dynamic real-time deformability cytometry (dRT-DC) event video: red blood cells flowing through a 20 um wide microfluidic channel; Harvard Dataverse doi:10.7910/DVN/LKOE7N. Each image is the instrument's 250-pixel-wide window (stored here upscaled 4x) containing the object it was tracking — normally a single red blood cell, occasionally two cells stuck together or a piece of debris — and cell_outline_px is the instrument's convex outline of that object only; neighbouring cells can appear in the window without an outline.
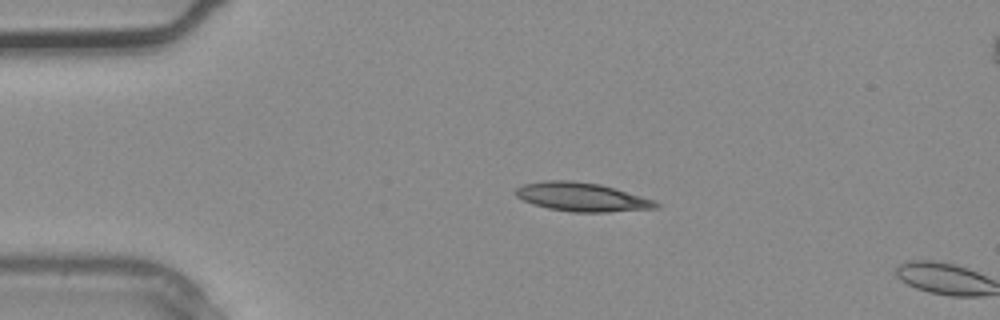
{"species": "common noctule bat (a hibernating species)", "species_latin": "Nyctalus noctula", "temperature_condition": "warm", "stored_images_in_passage": 2, "camera_frame_rate_fps": 3000, "um_per_image_px": 0.085, "animal": {"sex": "male", "body_mass_g": 20.4}, "frame": {"image": 1, "passage_image": 1, "time_ms": 0.0, "image_size_px": [1000, 320], "cell_outline_px": [[660, 208], [608, 212], [572, 212], [548, 208], [532, 204], [516, 196], [512, 192], [516, 188], [524, 184], [548, 180], [572, 180], [600, 184], [640, 196], [652, 200], [660, 204]], "centroid_in_image_um": [49.42, 16.75], "position_along_channel_um": 35.6, "area_um2": 23.41}}